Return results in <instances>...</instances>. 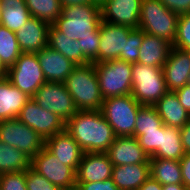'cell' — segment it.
<instances>
[{
	"mask_svg": "<svg viewBox=\"0 0 190 190\" xmlns=\"http://www.w3.org/2000/svg\"><path fill=\"white\" fill-rule=\"evenodd\" d=\"M101 5L62 7V14L50 25L48 46L76 65L93 63L100 46Z\"/></svg>",
	"mask_w": 190,
	"mask_h": 190,
	"instance_id": "1",
	"label": "cell"
},
{
	"mask_svg": "<svg viewBox=\"0 0 190 190\" xmlns=\"http://www.w3.org/2000/svg\"><path fill=\"white\" fill-rule=\"evenodd\" d=\"M65 130L84 152L105 153L116 138L101 110H78L65 123Z\"/></svg>",
	"mask_w": 190,
	"mask_h": 190,
	"instance_id": "2",
	"label": "cell"
},
{
	"mask_svg": "<svg viewBox=\"0 0 190 190\" xmlns=\"http://www.w3.org/2000/svg\"><path fill=\"white\" fill-rule=\"evenodd\" d=\"M64 84L78 110H101L104 98L93 63L76 65Z\"/></svg>",
	"mask_w": 190,
	"mask_h": 190,
	"instance_id": "3",
	"label": "cell"
},
{
	"mask_svg": "<svg viewBox=\"0 0 190 190\" xmlns=\"http://www.w3.org/2000/svg\"><path fill=\"white\" fill-rule=\"evenodd\" d=\"M179 15L173 13L159 0H142L139 14V29L170 42L176 37Z\"/></svg>",
	"mask_w": 190,
	"mask_h": 190,
	"instance_id": "4",
	"label": "cell"
},
{
	"mask_svg": "<svg viewBox=\"0 0 190 190\" xmlns=\"http://www.w3.org/2000/svg\"><path fill=\"white\" fill-rule=\"evenodd\" d=\"M167 92L162 68L132 63L131 95L138 103L154 106Z\"/></svg>",
	"mask_w": 190,
	"mask_h": 190,
	"instance_id": "5",
	"label": "cell"
},
{
	"mask_svg": "<svg viewBox=\"0 0 190 190\" xmlns=\"http://www.w3.org/2000/svg\"><path fill=\"white\" fill-rule=\"evenodd\" d=\"M142 105L129 94L105 98L101 112L116 137H134L137 113Z\"/></svg>",
	"mask_w": 190,
	"mask_h": 190,
	"instance_id": "6",
	"label": "cell"
},
{
	"mask_svg": "<svg viewBox=\"0 0 190 190\" xmlns=\"http://www.w3.org/2000/svg\"><path fill=\"white\" fill-rule=\"evenodd\" d=\"M103 98L129 95L132 92V63L113 59L93 63Z\"/></svg>",
	"mask_w": 190,
	"mask_h": 190,
	"instance_id": "7",
	"label": "cell"
},
{
	"mask_svg": "<svg viewBox=\"0 0 190 190\" xmlns=\"http://www.w3.org/2000/svg\"><path fill=\"white\" fill-rule=\"evenodd\" d=\"M7 78L31 98L47 82L36 53L22 52L15 63L8 68Z\"/></svg>",
	"mask_w": 190,
	"mask_h": 190,
	"instance_id": "8",
	"label": "cell"
},
{
	"mask_svg": "<svg viewBox=\"0 0 190 190\" xmlns=\"http://www.w3.org/2000/svg\"><path fill=\"white\" fill-rule=\"evenodd\" d=\"M0 140L21 150L30 159L45 145V140L18 118L0 121Z\"/></svg>",
	"mask_w": 190,
	"mask_h": 190,
	"instance_id": "9",
	"label": "cell"
},
{
	"mask_svg": "<svg viewBox=\"0 0 190 190\" xmlns=\"http://www.w3.org/2000/svg\"><path fill=\"white\" fill-rule=\"evenodd\" d=\"M32 99L46 111L57 114L65 123L78 111L64 83L46 82Z\"/></svg>",
	"mask_w": 190,
	"mask_h": 190,
	"instance_id": "10",
	"label": "cell"
},
{
	"mask_svg": "<svg viewBox=\"0 0 190 190\" xmlns=\"http://www.w3.org/2000/svg\"><path fill=\"white\" fill-rule=\"evenodd\" d=\"M132 30L133 28L128 26L101 21L98 58L93 63H102L113 59L125 61V46Z\"/></svg>",
	"mask_w": 190,
	"mask_h": 190,
	"instance_id": "11",
	"label": "cell"
},
{
	"mask_svg": "<svg viewBox=\"0 0 190 190\" xmlns=\"http://www.w3.org/2000/svg\"><path fill=\"white\" fill-rule=\"evenodd\" d=\"M30 167L60 189L76 186V172L45 147L31 159Z\"/></svg>",
	"mask_w": 190,
	"mask_h": 190,
	"instance_id": "12",
	"label": "cell"
},
{
	"mask_svg": "<svg viewBox=\"0 0 190 190\" xmlns=\"http://www.w3.org/2000/svg\"><path fill=\"white\" fill-rule=\"evenodd\" d=\"M17 118L36 131L44 140L65 130L63 119L40 107L32 98L21 109Z\"/></svg>",
	"mask_w": 190,
	"mask_h": 190,
	"instance_id": "13",
	"label": "cell"
},
{
	"mask_svg": "<svg viewBox=\"0 0 190 190\" xmlns=\"http://www.w3.org/2000/svg\"><path fill=\"white\" fill-rule=\"evenodd\" d=\"M142 0H106L101 5L104 22L139 28V14Z\"/></svg>",
	"mask_w": 190,
	"mask_h": 190,
	"instance_id": "14",
	"label": "cell"
},
{
	"mask_svg": "<svg viewBox=\"0 0 190 190\" xmlns=\"http://www.w3.org/2000/svg\"><path fill=\"white\" fill-rule=\"evenodd\" d=\"M105 153L113 166L150 164V157L133 136L116 137Z\"/></svg>",
	"mask_w": 190,
	"mask_h": 190,
	"instance_id": "15",
	"label": "cell"
},
{
	"mask_svg": "<svg viewBox=\"0 0 190 190\" xmlns=\"http://www.w3.org/2000/svg\"><path fill=\"white\" fill-rule=\"evenodd\" d=\"M162 69L168 91H176L187 85L190 75V51L172 47Z\"/></svg>",
	"mask_w": 190,
	"mask_h": 190,
	"instance_id": "16",
	"label": "cell"
},
{
	"mask_svg": "<svg viewBox=\"0 0 190 190\" xmlns=\"http://www.w3.org/2000/svg\"><path fill=\"white\" fill-rule=\"evenodd\" d=\"M113 165L106 153L84 152L76 182H100L112 178Z\"/></svg>",
	"mask_w": 190,
	"mask_h": 190,
	"instance_id": "17",
	"label": "cell"
},
{
	"mask_svg": "<svg viewBox=\"0 0 190 190\" xmlns=\"http://www.w3.org/2000/svg\"><path fill=\"white\" fill-rule=\"evenodd\" d=\"M44 147L62 161V164L77 172L84 151L66 130L46 138Z\"/></svg>",
	"mask_w": 190,
	"mask_h": 190,
	"instance_id": "18",
	"label": "cell"
},
{
	"mask_svg": "<svg viewBox=\"0 0 190 190\" xmlns=\"http://www.w3.org/2000/svg\"><path fill=\"white\" fill-rule=\"evenodd\" d=\"M36 54L47 82L64 83L76 66L75 63L48 45Z\"/></svg>",
	"mask_w": 190,
	"mask_h": 190,
	"instance_id": "19",
	"label": "cell"
},
{
	"mask_svg": "<svg viewBox=\"0 0 190 190\" xmlns=\"http://www.w3.org/2000/svg\"><path fill=\"white\" fill-rule=\"evenodd\" d=\"M50 24L31 17L15 32L19 47L24 53H37L48 45Z\"/></svg>",
	"mask_w": 190,
	"mask_h": 190,
	"instance_id": "20",
	"label": "cell"
},
{
	"mask_svg": "<svg viewBox=\"0 0 190 190\" xmlns=\"http://www.w3.org/2000/svg\"><path fill=\"white\" fill-rule=\"evenodd\" d=\"M30 99V96L16 88L7 77L0 78V121L17 118Z\"/></svg>",
	"mask_w": 190,
	"mask_h": 190,
	"instance_id": "21",
	"label": "cell"
},
{
	"mask_svg": "<svg viewBox=\"0 0 190 190\" xmlns=\"http://www.w3.org/2000/svg\"><path fill=\"white\" fill-rule=\"evenodd\" d=\"M172 47L170 42L144 32L137 63L163 68Z\"/></svg>",
	"mask_w": 190,
	"mask_h": 190,
	"instance_id": "22",
	"label": "cell"
},
{
	"mask_svg": "<svg viewBox=\"0 0 190 190\" xmlns=\"http://www.w3.org/2000/svg\"><path fill=\"white\" fill-rule=\"evenodd\" d=\"M154 107L166 126L181 129L190 121V114L180 104L175 91H168Z\"/></svg>",
	"mask_w": 190,
	"mask_h": 190,
	"instance_id": "23",
	"label": "cell"
},
{
	"mask_svg": "<svg viewBox=\"0 0 190 190\" xmlns=\"http://www.w3.org/2000/svg\"><path fill=\"white\" fill-rule=\"evenodd\" d=\"M150 176V164L113 166L112 179L120 190H139Z\"/></svg>",
	"mask_w": 190,
	"mask_h": 190,
	"instance_id": "24",
	"label": "cell"
},
{
	"mask_svg": "<svg viewBox=\"0 0 190 190\" xmlns=\"http://www.w3.org/2000/svg\"><path fill=\"white\" fill-rule=\"evenodd\" d=\"M0 25L16 32L32 16L26 6L25 0H0Z\"/></svg>",
	"mask_w": 190,
	"mask_h": 190,
	"instance_id": "25",
	"label": "cell"
},
{
	"mask_svg": "<svg viewBox=\"0 0 190 190\" xmlns=\"http://www.w3.org/2000/svg\"><path fill=\"white\" fill-rule=\"evenodd\" d=\"M184 148L181 142L180 129L163 124L160 147L150 158H163L169 160H180L184 156Z\"/></svg>",
	"mask_w": 190,
	"mask_h": 190,
	"instance_id": "26",
	"label": "cell"
},
{
	"mask_svg": "<svg viewBox=\"0 0 190 190\" xmlns=\"http://www.w3.org/2000/svg\"><path fill=\"white\" fill-rule=\"evenodd\" d=\"M150 175L161 185L183 184L180 162L163 158H149Z\"/></svg>",
	"mask_w": 190,
	"mask_h": 190,
	"instance_id": "27",
	"label": "cell"
},
{
	"mask_svg": "<svg viewBox=\"0 0 190 190\" xmlns=\"http://www.w3.org/2000/svg\"><path fill=\"white\" fill-rule=\"evenodd\" d=\"M31 159L21 150L0 140V174L26 171Z\"/></svg>",
	"mask_w": 190,
	"mask_h": 190,
	"instance_id": "28",
	"label": "cell"
},
{
	"mask_svg": "<svg viewBox=\"0 0 190 190\" xmlns=\"http://www.w3.org/2000/svg\"><path fill=\"white\" fill-rule=\"evenodd\" d=\"M25 3L32 17L50 25L62 14L59 0H25Z\"/></svg>",
	"mask_w": 190,
	"mask_h": 190,
	"instance_id": "29",
	"label": "cell"
},
{
	"mask_svg": "<svg viewBox=\"0 0 190 190\" xmlns=\"http://www.w3.org/2000/svg\"><path fill=\"white\" fill-rule=\"evenodd\" d=\"M22 53L15 32L0 25V57L9 68Z\"/></svg>",
	"mask_w": 190,
	"mask_h": 190,
	"instance_id": "30",
	"label": "cell"
},
{
	"mask_svg": "<svg viewBox=\"0 0 190 190\" xmlns=\"http://www.w3.org/2000/svg\"><path fill=\"white\" fill-rule=\"evenodd\" d=\"M163 125L154 106L142 105L137 113L134 137L138 138L145 131L158 130Z\"/></svg>",
	"mask_w": 190,
	"mask_h": 190,
	"instance_id": "31",
	"label": "cell"
},
{
	"mask_svg": "<svg viewBox=\"0 0 190 190\" xmlns=\"http://www.w3.org/2000/svg\"><path fill=\"white\" fill-rule=\"evenodd\" d=\"M173 47L190 51V12L179 15Z\"/></svg>",
	"mask_w": 190,
	"mask_h": 190,
	"instance_id": "32",
	"label": "cell"
},
{
	"mask_svg": "<svg viewBox=\"0 0 190 190\" xmlns=\"http://www.w3.org/2000/svg\"><path fill=\"white\" fill-rule=\"evenodd\" d=\"M144 31L137 28L133 29L128 35V41L125 46V61L136 63L139 56V47L142 44Z\"/></svg>",
	"mask_w": 190,
	"mask_h": 190,
	"instance_id": "33",
	"label": "cell"
},
{
	"mask_svg": "<svg viewBox=\"0 0 190 190\" xmlns=\"http://www.w3.org/2000/svg\"><path fill=\"white\" fill-rule=\"evenodd\" d=\"M0 190H27L26 171L0 174Z\"/></svg>",
	"mask_w": 190,
	"mask_h": 190,
	"instance_id": "34",
	"label": "cell"
},
{
	"mask_svg": "<svg viewBox=\"0 0 190 190\" xmlns=\"http://www.w3.org/2000/svg\"><path fill=\"white\" fill-rule=\"evenodd\" d=\"M26 186L27 190H60L58 186L52 184L31 167L26 170Z\"/></svg>",
	"mask_w": 190,
	"mask_h": 190,
	"instance_id": "35",
	"label": "cell"
},
{
	"mask_svg": "<svg viewBox=\"0 0 190 190\" xmlns=\"http://www.w3.org/2000/svg\"><path fill=\"white\" fill-rule=\"evenodd\" d=\"M161 133H163V125L158 130L145 131L137 138L149 157L160 147Z\"/></svg>",
	"mask_w": 190,
	"mask_h": 190,
	"instance_id": "36",
	"label": "cell"
},
{
	"mask_svg": "<svg viewBox=\"0 0 190 190\" xmlns=\"http://www.w3.org/2000/svg\"><path fill=\"white\" fill-rule=\"evenodd\" d=\"M79 190H120L112 178L100 182H76Z\"/></svg>",
	"mask_w": 190,
	"mask_h": 190,
	"instance_id": "37",
	"label": "cell"
},
{
	"mask_svg": "<svg viewBox=\"0 0 190 190\" xmlns=\"http://www.w3.org/2000/svg\"><path fill=\"white\" fill-rule=\"evenodd\" d=\"M173 13L182 15L190 12V0H159Z\"/></svg>",
	"mask_w": 190,
	"mask_h": 190,
	"instance_id": "38",
	"label": "cell"
},
{
	"mask_svg": "<svg viewBox=\"0 0 190 190\" xmlns=\"http://www.w3.org/2000/svg\"><path fill=\"white\" fill-rule=\"evenodd\" d=\"M183 185L190 187V153H184V156L179 160Z\"/></svg>",
	"mask_w": 190,
	"mask_h": 190,
	"instance_id": "39",
	"label": "cell"
},
{
	"mask_svg": "<svg viewBox=\"0 0 190 190\" xmlns=\"http://www.w3.org/2000/svg\"><path fill=\"white\" fill-rule=\"evenodd\" d=\"M180 104L190 114V85H185L175 91Z\"/></svg>",
	"mask_w": 190,
	"mask_h": 190,
	"instance_id": "40",
	"label": "cell"
},
{
	"mask_svg": "<svg viewBox=\"0 0 190 190\" xmlns=\"http://www.w3.org/2000/svg\"><path fill=\"white\" fill-rule=\"evenodd\" d=\"M180 135L185 153H190V121L180 129Z\"/></svg>",
	"mask_w": 190,
	"mask_h": 190,
	"instance_id": "41",
	"label": "cell"
},
{
	"mask_svg": "<svg viewBox=\"0 0 190 190\" xmlns=\"http://www.w3.org/2000/svg\"><path fill=\"white\" fill-rule=\"evenodd\" d=\"M139 190H162V185L151 176L140 186Z\"/></svg>",
	"mask_w": 190,
	"mask_h": 190,
	"instance_id": "42",
	"label": "cell"
},
{
	"mask_svg": "<svg viewBox=\"0 0 190 190\" xmlns=\"http://www.w3.org/2000/svg\"><path fill=\"white\" fill-rule=\"evenodd\" d=\"M62 7L72 6V5H84V4H95L91 0H59Z\"/></svg>",
	"mask_w": 190,
	"mask_h": 190,
	"instance_id": "43",
	"label": "cell"
},
{
	"mask_svg": "<svg viewBox=\"0 0 190 190\" xmlns=\"http://www.w3.org/2000/svg\"><path fill=\"white\" fill-rule=\"evenodd\" d=\"M186 187L183 184H168L162 185V190H185Z\"/></svg>",
	"mask_w": 190,
	"mask_h": 190,
	"instance_id": "44",
	"label": "cell"
},
{
	"mask_svg": "<svg viewBox=\"0 0 190 190\" xmlns=\"http://www.w3.org/2000/svg\"><path fill=\"white\" fill-rule=\"evenodd\" d=\"M7 74H8V67L3 63L0 57V78L7 77Z\"/></svg>",
	"mask_w": 190,
	"mask_h": 190,
	"instance_id": "45",
	"label": "cell"
},
{
	"mask_svg": "<svg viewBox=\"0 0 190 190\" xmlns=\"http://www.w3.org/2000/svg\"><path fill=\"white\" fill-rule=\"evenodd\" d=\"M106 0H91L92 3L102 5Z\"/></svg>",
	"mask_w": 190,
	"mask_h": 190,
	"instance_id": "46",
	"label": "cell"
},
{
	"mask_svg": "<svg viewBox=\"0 0 190 190\" xmlns=\"http://www.w3.org/2000/svg\"><path fill=\"white\" fill-rule=\"evenodd\" d=\"M60 190H79V188L77 186L71 187V188H63Z\"/></svg>",
	"mask_w": 190,
	"mask_h": 190,
	"instance_id": "47",
	"label": "cell"
},
{
	"mask_svg": "<svg viewBox=\"0 0 190 190\" xmlns=\"http://www.w3.org/2000/svg\"><path fill=\"white\" fill-rule=\"evenodd\" d=\"M187 85H190V75L188 77Z\"/></svg>",
	"mask_w": 190,
	"mask_h": 190,
	"instance_id": "48",
	"label": "cell"
}]
</instances>
